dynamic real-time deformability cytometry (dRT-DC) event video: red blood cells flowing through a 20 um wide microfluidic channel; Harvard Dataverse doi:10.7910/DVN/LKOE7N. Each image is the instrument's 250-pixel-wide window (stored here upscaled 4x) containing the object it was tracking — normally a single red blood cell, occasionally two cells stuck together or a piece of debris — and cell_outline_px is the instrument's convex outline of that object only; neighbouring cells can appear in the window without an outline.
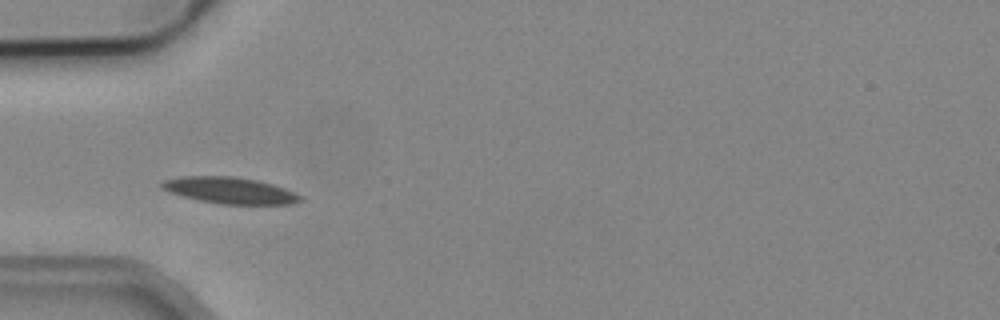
{"species": "common noctule bat (a hibernating species)", "species_latin": "Nyctalus noctula", "temperature_condition": "cold", "stored_images_in_passage": 6, "camera_frame_rate_fps": 3000, "um_per_image_px": 0.085, "animal": {"sex": "male", "body_mass_g": 19.2, "forearm_length_mm": 51.8}, "frame": {"image": 1, "passage_image": 4, "time_ms": 1.0, "image_size_px": [1000, 320], "cell_outline_px": [[304, 200], [296, 204], [220, 204], [200, 200], [184, 196], [172, 192], [164, 188], [160, 184], [164, 180], [184, 176], [232, 176], [256, 180], [272, 184], [284, 188], [304, 196]], "centroid_in_image_um": [19.64, 16.19], "position_along_channel_um": 65.4, "area_um2": 21.15}}